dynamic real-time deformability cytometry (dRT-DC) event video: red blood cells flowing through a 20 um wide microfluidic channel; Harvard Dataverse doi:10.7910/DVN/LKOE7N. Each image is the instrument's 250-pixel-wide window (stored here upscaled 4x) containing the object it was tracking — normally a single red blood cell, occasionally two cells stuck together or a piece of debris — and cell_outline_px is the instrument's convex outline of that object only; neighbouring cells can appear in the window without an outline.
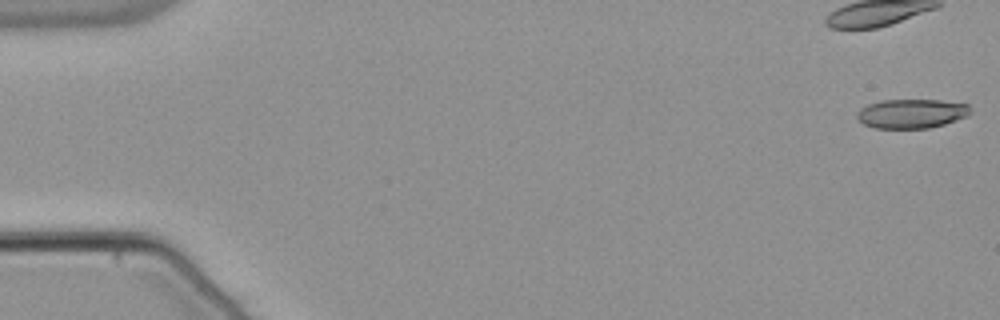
{"species": "common noctule bat (a hibernating species)", "species_latin": "Nyctalus noctula", "temperature_condition": "warm", "stored_images_in_passage": 53, "camera_frame_rate_fps": 3000, "um_per_image_px": 0.085, "animal": {"sex": "male", "body_mass_g": 21.5, "forearm_length_mm": 52.0}, "frame": {"image": 1, "passage_image": 1, "time_ms": 0.0, "image_size_px": [1000, 320], "cell_outline_px": [[972, 112], [968, 116], [944, 124], [928, 128], [876, 128], [864, 124], [856, 116], [856, 112], [860, 108], [868, 104], [880, 100], [940, 100], [968, 104]], "centroid_in_image_um": [77.49, 9.65], "position_along_channel_um": 7.5, "area_um2": 19.36}}
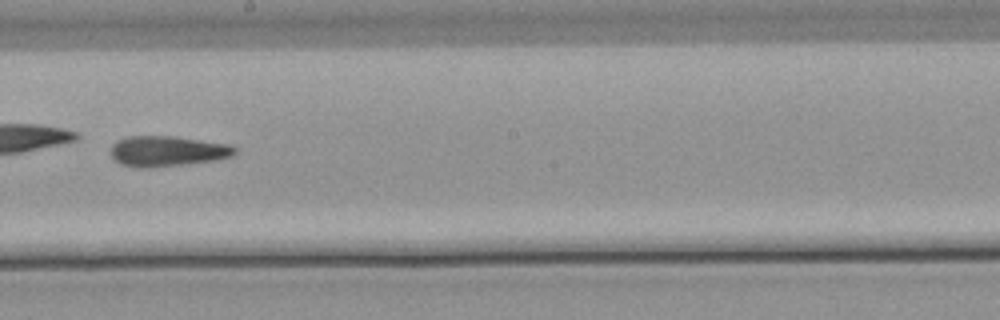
{"frame": {"image": 2, "passage_image": 31, "time_ms": 10.0, "image_size_px": [1000, 320], "cell_outline_px": [[236, 152], [232, 156], [216, 160], [148, 168], [120, 164], [112, 156], [112, 144], [116, 140], [128, 136], [172, 136], [232, 144], [236, 148]], "centroid_in_image_um": [14.25, 12.83], "position_along_channel_um": 233.9, "area_um2": 21.91}, "authors_computed_cell_mechanics": {"area_um2": 21.5016, "velocity_mm_per_s": 3.8283, "shape_relaxation_time_tau1_ms": null, "shape_relaxation_time_tau2_ms": 3.6259, "deformation_change_tau1": null, "deformation_change_tau2": 0.135}}